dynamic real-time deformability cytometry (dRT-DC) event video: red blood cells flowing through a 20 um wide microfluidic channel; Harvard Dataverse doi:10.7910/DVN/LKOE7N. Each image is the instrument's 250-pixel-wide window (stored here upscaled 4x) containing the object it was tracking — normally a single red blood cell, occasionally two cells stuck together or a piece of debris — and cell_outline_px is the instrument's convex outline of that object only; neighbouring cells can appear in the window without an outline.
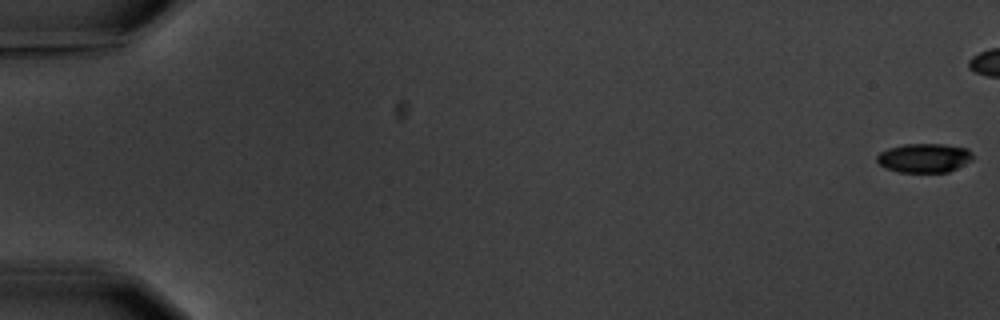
{"species": "common noctule bat (a hibernating species)", "species_latin": "Nyctalus noctula", "temperature_condition": "warm", "stored_images_in_passage": 14, "camera_frame_rate_fps": 3000, "um_per_image_px": 0.085, "animal": {"sex": "male", "body_mass_g": 20.1, "forearm_length_mm": 53.5}, "frame": {"image": 1, "passage_image": 1, "time_ms": 0.0, "image_size_px": [1000, 320], "cell_outline_px": [[972, 160], [948, 172], [900, 172], [884, 168], [876, 160], [876, 156], [880, 152], [888, 148], [904, 144], [944, 144], [968, 148], [972, 152]], "centroid_in_image_um": [78.55, 13.42], "position_along_channel_um": 6.5, "area_um2": 16.3}}